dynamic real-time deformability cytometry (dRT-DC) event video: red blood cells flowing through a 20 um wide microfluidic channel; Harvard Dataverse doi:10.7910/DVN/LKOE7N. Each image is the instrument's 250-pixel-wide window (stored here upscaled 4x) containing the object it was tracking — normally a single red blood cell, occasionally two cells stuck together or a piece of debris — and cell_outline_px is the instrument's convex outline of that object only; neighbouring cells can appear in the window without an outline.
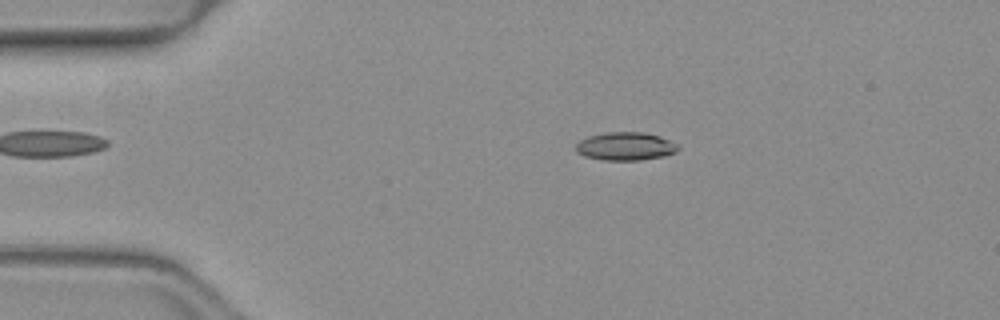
{"species": "common noctule bat (a hibernating species)", "species_latin": "Nyctalus noctula", "temperature_condition": "warm", "stored_images_in_passage": 50, "camera_frame_rate_fps": 3000, "um_per_image_px": 0.085, "animal": {"sex": "female", "body_mass_g": 19.3, "forearm_length_mm": 54.1}, "frame": {"image": 1, "passage_image": 9, "time_ms": 2.667, "image_size_px": [1000, 320], "cell_outline_px": [[680, 148], [676, 152], [664, 156], [640, 160], [604, 160], [584, 156], [576, 152], [576, 144], [580, 140], [588, 136], [604, 132], [644, 132], [660, 136], [676, 144]], "centroid_in_image_um": [53.15, 12.43], "position_along_channel_um": 31.9, "area_um2": 16.82}}
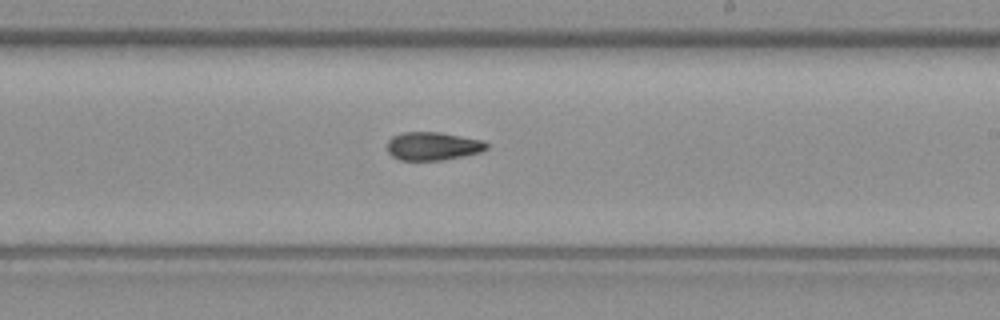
{"frame": {"image": 2, "passage_image": 29, "time_ms": 9.333, "image_size_px": [1000, 320], "cell_outline_px": [[488, 148], [480, 152], [444, 160], [400, 160], [392, 156], [388, 152], [388, 140], [392, 136], [404, 132], [440, 132], [484, 140], [488, 144]], "centroid_in_image_um": [36.8, 12.41], "position_along_channel_um": 252.2, "area_um2": 16.42}}
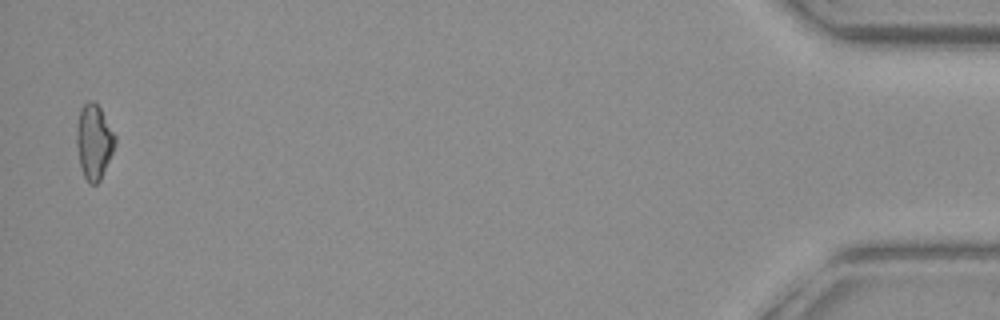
{"frame": {"image": 3, "passage_image": 49, "time_ms": 16.0, "image_size_px": [1000, 320], "cell_outline_px": [[116, 144], [100, 180], [96, 184], [88, 184], [84, 176], [80, 164], [76, 144], [76, 132], [80, 108], [88, 100], [92, 100], [100, 108], [116, 136]], "centroid_in_image_um": [7.98, 12.04], "position_along_channel_um": 427.2, "area_um2": 16.7}, "authors_computed_cell_mechanics": {"area_um2": 16.5886, "velocity_mm_per_s": 4.0592, "shape_relaxation_time_tau1_ms": null, "shape_relaxation_time_tau2_ms": 7.5898, "deformation_change_tau1": null, "deformation_change_tau2": 0.1681}}